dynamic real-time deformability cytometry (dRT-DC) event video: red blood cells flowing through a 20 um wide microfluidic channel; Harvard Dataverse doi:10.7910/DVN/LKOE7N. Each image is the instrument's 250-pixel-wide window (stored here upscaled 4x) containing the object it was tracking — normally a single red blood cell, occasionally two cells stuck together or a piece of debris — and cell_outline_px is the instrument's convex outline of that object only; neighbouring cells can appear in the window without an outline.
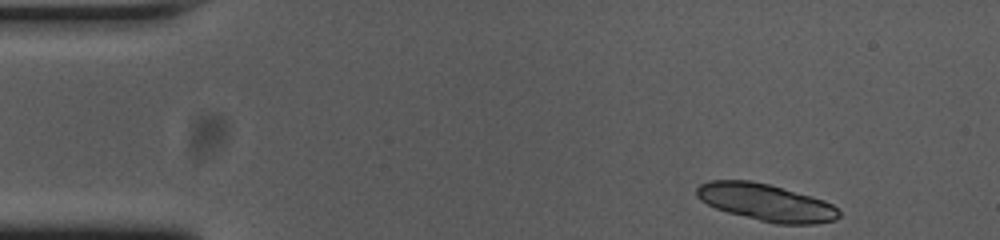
{"species": "common noctule bat (a hibernating species)", "species_latin": "Nyctalus noctula", "temperature_condition": "cold", "stored_images_in_passage": 48, "segment_of_instrument_passage": [1, 2], "camera_frame_rate_fps": 3000, "um_per_image_px": 0.085, "animal": {"sex": "female", "body_mass_g": 23.0, "forearm_length_mm": 53.4}, "frame": {"image": 1, "passage_image": 1, "time_ms": 0.0, "image_size_px": [1000, 240], "cell_outline_px": [[840, 216], [836, 220], [816, 224], [776, 224], [728, 212], [716, 208], [700, 200], [696, 196], [696, 188], [700, 184], [708, 180], [752, 180], [768, 184], [812, 196], [824, 200], [832, 204], [840, 212]], "centroid_in_image_um": [65.12, 17.2], "position_along_channel_um": 19.9, "area_um2": 30.81}}